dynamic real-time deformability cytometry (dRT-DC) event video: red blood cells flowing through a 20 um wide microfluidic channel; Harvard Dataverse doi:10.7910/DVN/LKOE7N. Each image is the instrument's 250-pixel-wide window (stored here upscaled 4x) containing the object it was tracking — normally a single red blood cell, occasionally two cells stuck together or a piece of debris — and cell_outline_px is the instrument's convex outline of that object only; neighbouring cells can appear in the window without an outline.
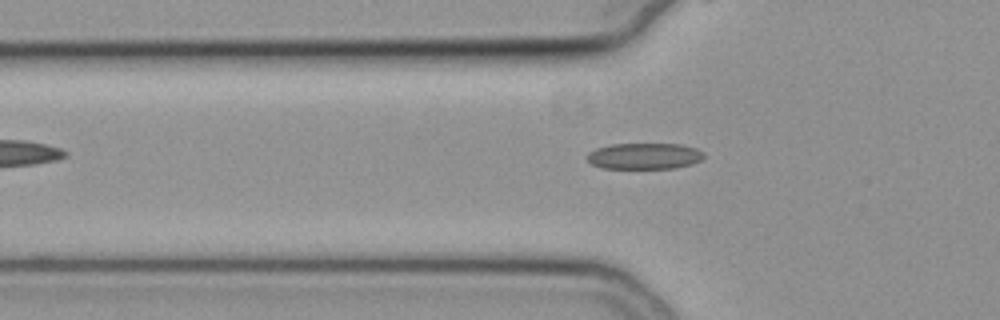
{"species": "common noctule bat (a hibernating species)", "species_latin": "Nyctalus noctula", "temperature_condition": "cold", "stored_images_in_passage": 46, "camera_frame_rate_fps": 3000, "um_per_image_px": 0.085, "animal": {"sex": "female", "body_mass_g": 19.3, "forearm_length_mm": 54.1}, "frame": {"image": 1, "passage_image": 11, "time_ms": 3.333, "image_size_px": [1000, 320], "cell_outline_px": [[704, 156], [700, 160], [692, 164], [676, 168], [600, 168], [592, 164], [588, 160], [588, 152], [596, 148], [612, 144], [680, 144], [696, 148], [704, 152]], "centroid_in_image_um": [54.78, 13.26], "position_along_channel_um": 71.0, "area_um2": 17.8}}
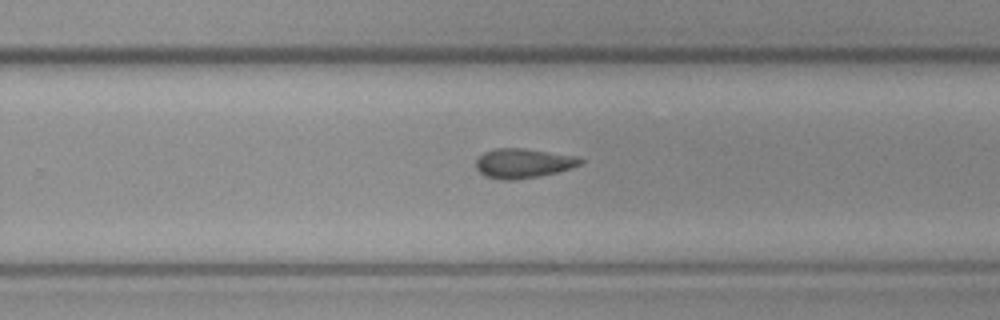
{"frame": {"image": 2, "passage_image": 28, "time_ms": 9.0, "image_size_px": [1000, 320], "cell_outline_px": [[584, 164], [572, 168], [556, 172], [536, 176], [512, 180], [500, 180], [484, 176], [476, 168], [476, 160], [484, 152], [496, 148], [524, 148], [576, 156], [584, 160]], "centroid_in_image_um": [44.48, 13.87], "position_along_channel_um": 285.3, "area_um2": 17.98}}
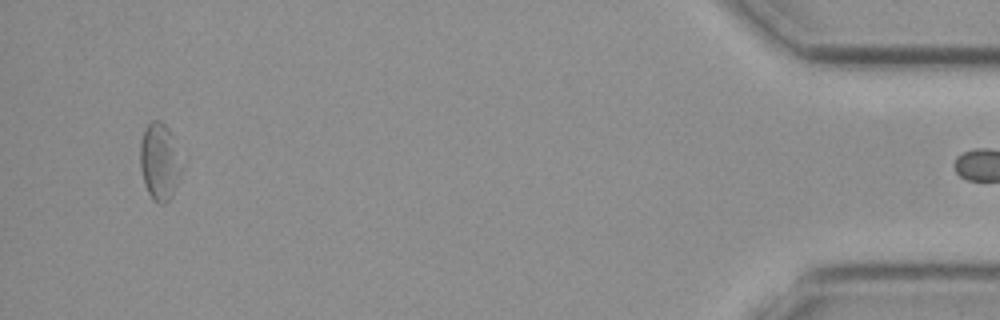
{"frame": {"image": 3, "passage_image": 45, "time_ms": 14.667, "image_size_px": [1000, 320], "cell_outline_px": [[188, 156], [172, 196], [164, 204], [156, 204], [152, 200], [144, 184], [140, 168], [140, 140], [144, 128], [152, 120], [160, 120], [168, 128]], "centroid_in_image_um": [13.65, 13.71], "position_along_channel_um": 421.5, "area_um2": 20.06}}